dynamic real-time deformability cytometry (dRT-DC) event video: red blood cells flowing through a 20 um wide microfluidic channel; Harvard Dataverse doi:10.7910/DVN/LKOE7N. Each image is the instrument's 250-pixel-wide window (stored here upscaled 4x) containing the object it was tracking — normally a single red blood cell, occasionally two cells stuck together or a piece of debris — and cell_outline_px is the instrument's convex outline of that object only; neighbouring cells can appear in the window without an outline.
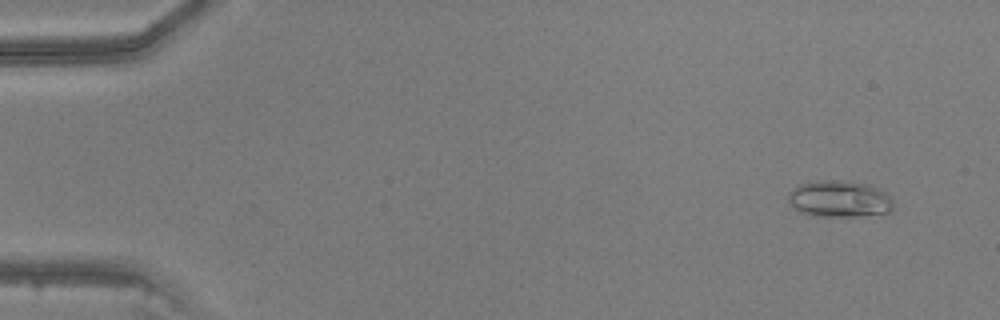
{"species": "common noctule bat (a hibernating species)", "species_latin": "Nyctalus noctula", "temperature_condition": "warm", "stored_images_in_passage": 28, "camera_frame_rate_fps": 3000, "um_per_image_px": 0.085, "animal": {"sex": "male", "body_mass_g": 20.5, "forearm_length_mm": 52.5}, "frame": {"image": 1, "passage_image": 1, "time_ms": 0.0, "image_size_px": [1000, 320], "cell_outline_px": [[892, 212], [856, 216], [812, 216], [800, 212], [792, 208], [788, 204], [788, 192], [792, 188], [800, 184], [816, 180], [840, 180], [868, 184], [880, 188], [892, 200]], "centroid_in_image_um": [71.29, 16.9], "position_along_channel_um": 13.7, "area_um2": 22.72}}
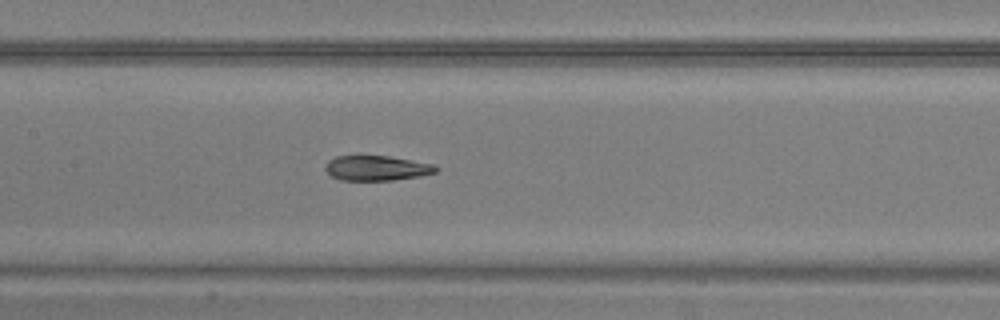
{"frame": {"image": 2, "passage_image": 21, "time_ms": 6.667, "image_size_px": [1000, 320], "cell_outline_px": [[440, 168], [436, 172], [420, 176], [392, 180], [340, 180], [332, 176], [324, 168], [328, 160], [336, 156], [388, 156], [432, 164]], "centroid_in_image_um": [32.01, 14.29], "position_along_channel_um": 175.4, "area_um2": 15.95}}
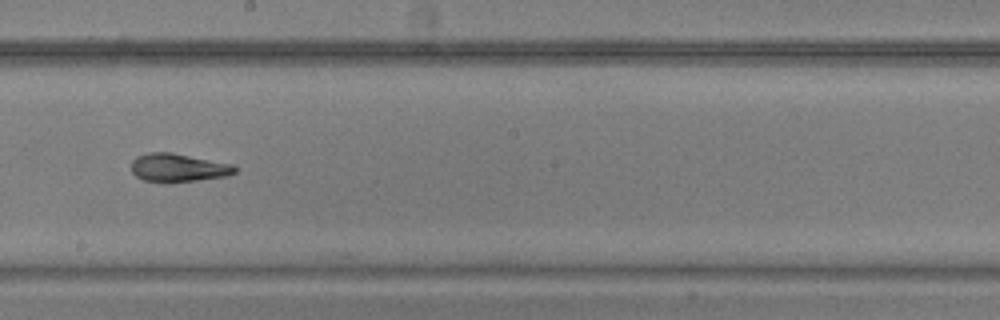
{"frame": {"image": 3, "passage_image": 25, "time_ms": 8.0, "image_size_px": [1000, 320], "cell_outline_px": [[236, 172], [228, 176], [196, 180], [144, 180], [136, 176], [132, 172], [132, 160], [136, 156], [148, 152], [172, 152], [232, 164], [236, 168]], "centroid_in_image_um": [15.15, 14.21], "position_along_channel_um": 233.0, "area_um2": 16.59}}